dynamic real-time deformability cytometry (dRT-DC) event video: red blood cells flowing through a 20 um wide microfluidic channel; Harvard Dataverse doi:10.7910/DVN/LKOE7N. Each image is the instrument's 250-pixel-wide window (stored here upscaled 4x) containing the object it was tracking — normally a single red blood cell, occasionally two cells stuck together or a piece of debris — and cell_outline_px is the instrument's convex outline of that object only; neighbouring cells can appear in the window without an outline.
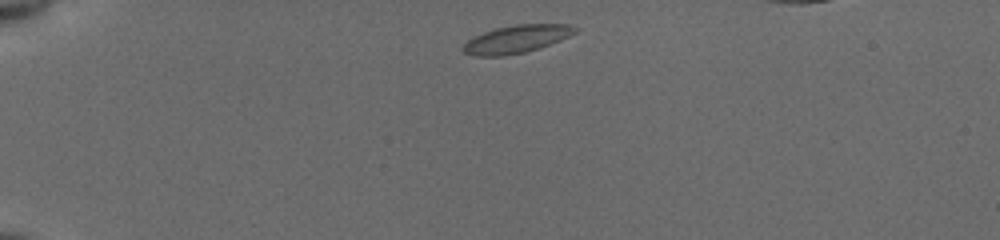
{"species": "common noctule bat (a hibernating species)", "species_latin": "Nyctalus noctula", "temperature_condition": "cold", "stored_images_in_passage": 41, "camera_frame_rate_fps": 3000, "um_per_image_px": 0.085, "animal": {"sex": "female", "body_mass_g": 19.5, "forearm_length_mm": 54.1}, "frame": {"image": 1, "passage_image": 1, "time_ms": 0.0, "image_size_px": [1000, 240], "cell_outline_px": [[580, 28], [576, 32], [560, 40], [540, 48], [524, 52], [504, 56], [472, 56], [464, 52], [460, 48], [472, 36], [496, 28], [516, 24], [568, 24]], "centroid_in_image_um": [43.88, 3.32], "position_along_channel_um": 41.1, "area_um2": 18.26}}
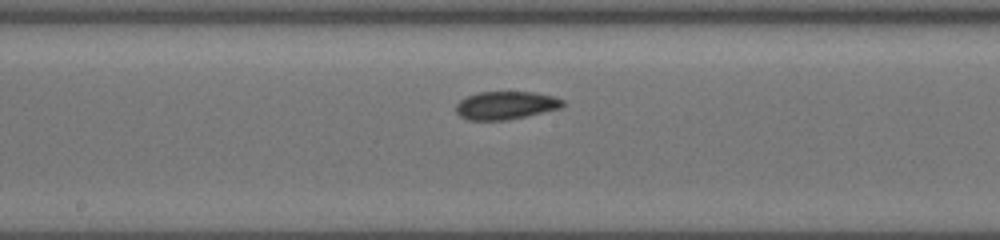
{"frame": {"image": 2, "passage_image": 18, "time_ms": 5.667, "image_size_px": [1000, 240], "cell_outline_px": [[564, 104], [560, 108], [508, 120], [468, 120], [460, 116], [456, 112], [456, 104], [460, 100], [476, 92], [536, 92], [556, 96], [564, 100]], "centroid_in_image_um": [42.99, 8.94], "position_along_channel_um": 205.2, "area_um2": 17.51}}
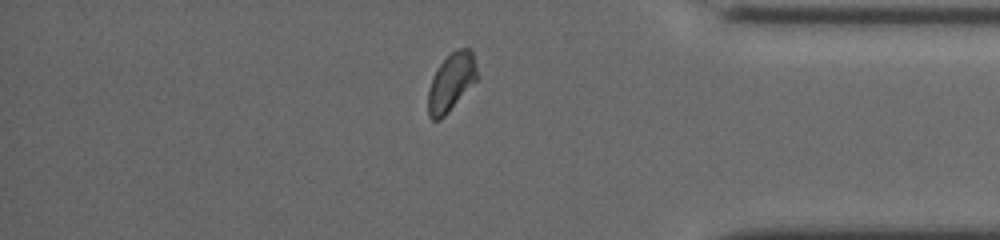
{"frame": {"image": 3, "passage_image": 34, "time_ms": 11.0, "image_size_px": [1000, 240], "cell_outline_px": [[480, 76], [448, 112], [440, 120], [432, 120], [428, 116], [428, 92], [432, 80], [440, 64], [452, 52], [460, 48], [468, 48], [472, 52]], "centroid_in_image_um": [38.38, 7.0], "position_along_channel_um": 396.8, "area_um2": 16.3}}